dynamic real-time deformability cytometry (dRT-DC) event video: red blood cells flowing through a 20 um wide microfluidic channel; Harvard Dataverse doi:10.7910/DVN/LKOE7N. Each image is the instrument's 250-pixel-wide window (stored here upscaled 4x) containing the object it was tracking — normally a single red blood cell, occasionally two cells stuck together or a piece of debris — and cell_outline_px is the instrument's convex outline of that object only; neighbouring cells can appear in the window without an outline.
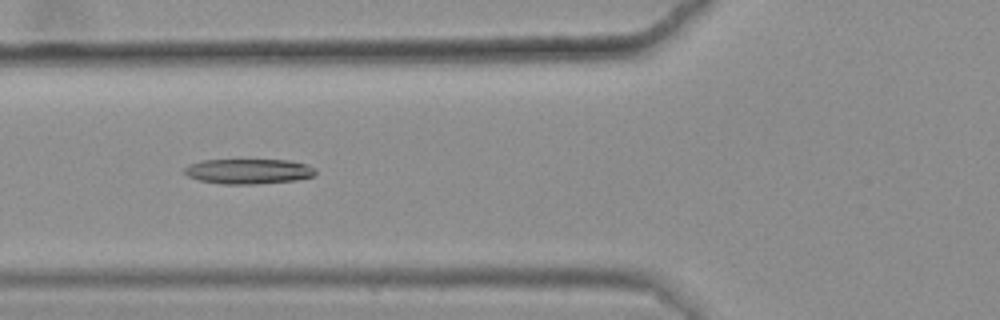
{"species": "common noctule bat (a hibernating species)", "species_latin": "Nyctalus noctula", "temperature_condition": "warm", "stored_images_in_passage": 49, "camera_frame_rate_fps": 3000, "um_per_image_px": 0.085, "animal": {"sex": "female", "body_mass_g": 25.1}, "frame": {"image": 1, "passage_image": 22, "time_ms": 7.0, "image_size_px": [1000, 320], "cell_outline_px": [[316, 172], [312, 176], [296, 180], [256, 184], [224, 184], [200, 180], [188, 176], [184, 172], [184, 168], [192, 164], [204, 160], [288, 160], [304, 164], [312, 168]], "centroid_in_image_um": [21.11, 14.56], "position_along_channel_um": 104.7, "area_um2": 18.79}}